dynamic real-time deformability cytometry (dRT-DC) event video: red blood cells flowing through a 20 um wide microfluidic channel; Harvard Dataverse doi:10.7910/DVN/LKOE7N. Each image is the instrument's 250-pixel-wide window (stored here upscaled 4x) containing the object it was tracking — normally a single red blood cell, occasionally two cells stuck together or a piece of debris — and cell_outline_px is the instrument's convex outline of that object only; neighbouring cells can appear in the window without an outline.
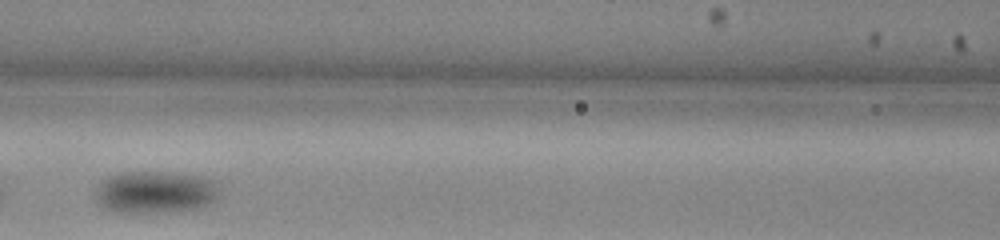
{"species": "common noctule bat (a hibernating species)", "species_latin": "Nyctalus noctula", "temperature_condition": "warm", "stored_images_in_passage": 23, "camera_frame_rate_fps": 3000, "um_per_image_px": 0.085, "animal": {"sex": "male", "body_mass_g": 13.0, "forearm_length_mm": 53.1}, "frame": {"image": 1, "passage_image": 18, "time_ms": 5.667, "image_size_px": [1000, 240], "cell_outline_px": [[220, 188], [216, 200], [196, 208], [152, 212], [112, 212], [104, 208], [100, 204], [96, 196], [96, 188], [100, 180], [116, 172], [168, 172], [204, 176], [216, 180]], "centroid_in_image_um": [13.19, 16.29], "position_along_channel_um": 153.4, "area_um2": 30.69}}
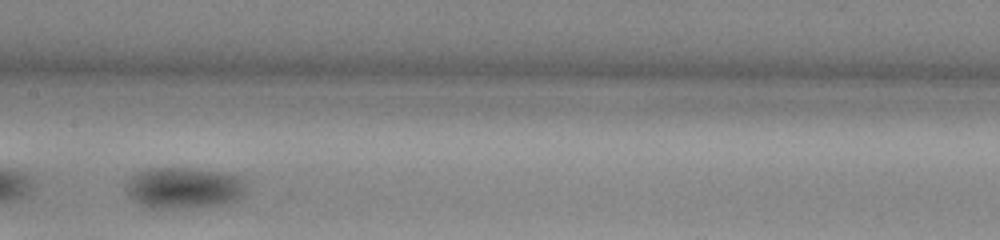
{"frame": {"image": 2, "passage_image": 21, "time_ms": 6.667, "image_size_px": [1000, 240], "cell_outline_px": [[244, 196], [236, 200], [224, 204], [188, 208], [148, 208], [140, 204], [128, 196], [124, 188], [132, 176], [136, 172], [148, 168], [188, 168], [220, 172], [236, 176], [244, 180]], "centroid_in_image_um": [15.59, 15.98], "position_along_channel_um": 191.8, "area_um2": 28.9}}